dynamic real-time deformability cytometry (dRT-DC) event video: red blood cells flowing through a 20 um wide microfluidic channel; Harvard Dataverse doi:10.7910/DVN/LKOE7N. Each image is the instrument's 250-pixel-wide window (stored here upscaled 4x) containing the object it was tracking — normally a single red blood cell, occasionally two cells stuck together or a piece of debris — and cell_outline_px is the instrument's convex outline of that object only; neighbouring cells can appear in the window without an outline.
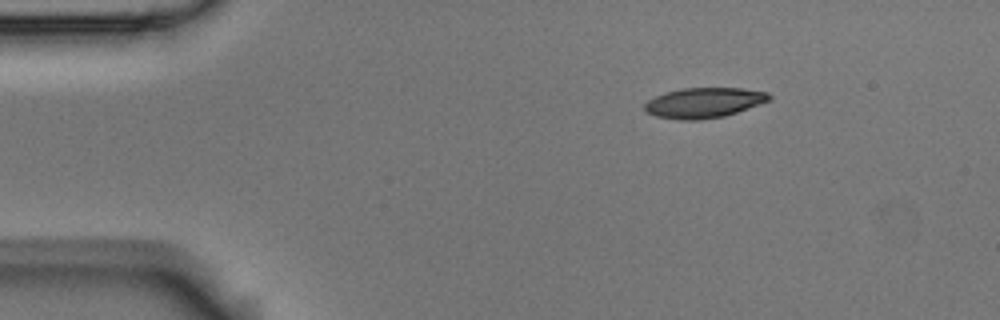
{"species": "Egyptian fruit bat (a non-hibernating species)", "species_latin": "Rousettus aegyptiacus", "temperature_condition": "room temperature", "stored_images_in_passage": 7, "camera_frame_rate_fps": 3000, "um_per_image_px": 0.085, "animal": {"sex": "male"}, "frame": {"image": 1, "passage_image": 1, "time_ms": 0.0, "image_size_px": [1000, 320], "cell_outline_px": [[772, 100], [724, 116], [700, 120], [680, 120], [656, 116], [648, 112], [644, 108], [644, 104], [648, 100], [664, 92], [680, 88], [744, 88], [768, 92], [772, 96]], "centroid_in_image_um": [59.86, 8.72], "position_along_channel_um": 25.1, "area_um2": 22.02}}
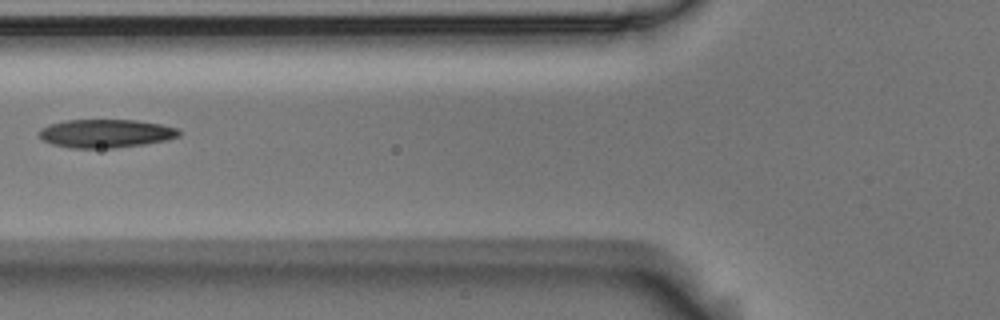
{"frame": {"image": 2, "passage_image": 4, "time_ms": 1.0, "image_size_px": [1000, 320], "cell_outline_px": [[180, 136], [168, 140], [144, 144], [116, 148], [72, 148], [52, 144], [44, 140], [40, 136], [40, 128], [48, 124], [64, 120], [136, 120], [160, 124], [180, 128]], "centroid_in_image_um": [9.02, 11.34], "position_along_channel_um": 116.8, "area_um2": 23.29}}
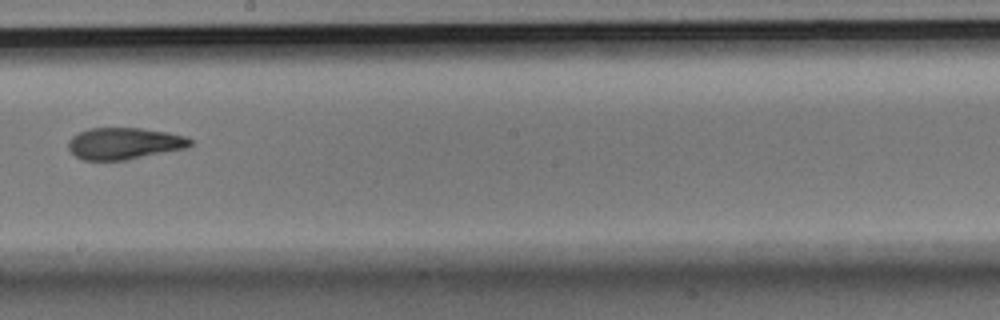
{"frame": {"image": 3, "passage_image": 7, "time_ms": 2.0, "image_size_px": [1000, 320], "cell_outline_px": [[192, 144], [184, 148], [124, 160], [84, 160], [76, 156], [68, 148], [68, 140], [72, 136], [88, 128], [140, 128], [168, 132], [184, 136], [192, 140]], "centroid_in_image_um": [10.52, 12.18], "position_along_channel_um": 237.7, "area_um2": 22.25}}